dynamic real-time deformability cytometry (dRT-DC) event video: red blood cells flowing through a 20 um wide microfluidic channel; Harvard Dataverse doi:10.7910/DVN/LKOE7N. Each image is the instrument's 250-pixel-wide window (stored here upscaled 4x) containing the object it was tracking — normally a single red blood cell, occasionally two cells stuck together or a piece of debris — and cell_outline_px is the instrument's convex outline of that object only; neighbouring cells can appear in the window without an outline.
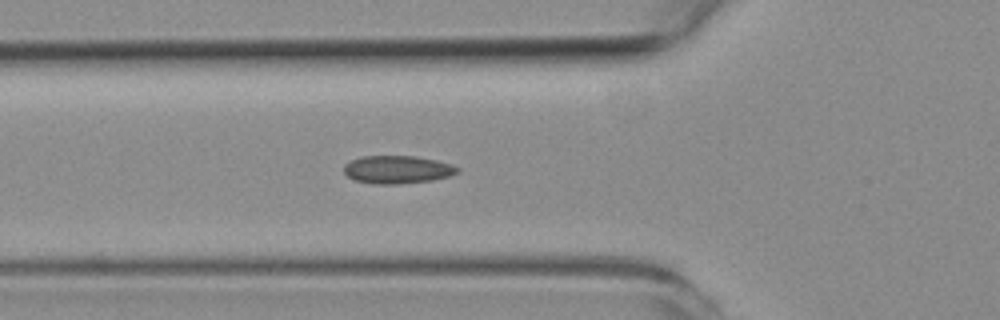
{"species": "common noctule bat (a hibernating species)", "species_latin": "Nyctalus noctula", "temperature_condition": "room temperature", "stored_images_in_passage": 2, "camera_frame_rate_fps": 3000, "um_per_image_px": 0.085, "animal": {"sex": "female", "body_mass_g": 19.3, "forearm_length_mm": 54.1}, "frame": {"image": 1, "passage_image": 2, "time_ms": 0.333, "image_size_px": [1000, 320], "cell_outline_px": [[460, 172], [452, 176], [432, 180], [396, 184], [372, 184], [356, 180], [348, 176], [344, 172], [344, 164], [360, 156], [416, 156], [436, 160], [452, 164], [460, 168]], "centroid_in_image_um": [33.81, 14.41], "position_along_channel_um": 92.0, "area_um2": 18.61}}